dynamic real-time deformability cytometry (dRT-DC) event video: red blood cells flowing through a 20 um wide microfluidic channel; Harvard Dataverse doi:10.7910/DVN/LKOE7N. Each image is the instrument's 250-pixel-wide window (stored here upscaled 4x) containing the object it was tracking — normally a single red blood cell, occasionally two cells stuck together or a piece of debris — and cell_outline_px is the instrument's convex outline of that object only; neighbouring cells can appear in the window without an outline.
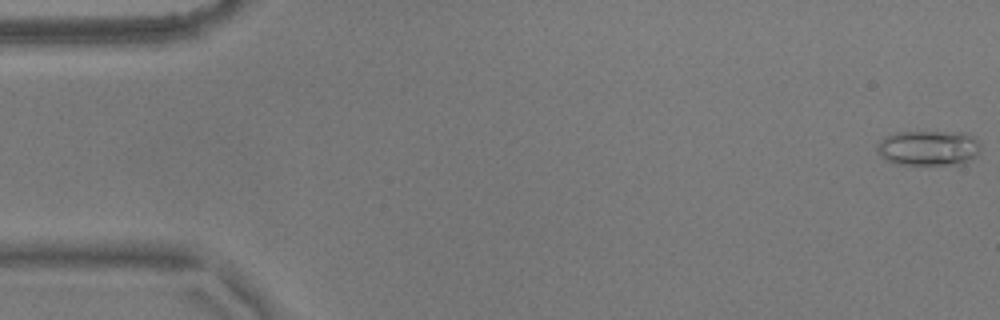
{"species": "common noctule bat (a hibernating species)", "species_latin": "Nyctalus noctula", "temperature_condition": "warm", "stored_images_in_passage": 56, "camera_frame_rate_fps": 3000, "um_per_image_px": 0.085, "animal": {"sex": "male", "body_mass_g": 17.9}, "frame": {"image": 1, "passage_image": 1, "time_ms": 0.0, "image_size_px": [1000, 320], "cell_outline_px": [[980, 152], [976, 156], [964, 164], [896, 164], [880, 156], [876, 152], [876, 148], [880, 140], [884, 136], [896, 132], [964, 132], [976, 136], [980, 144]], "centroid_in_image_um": [78.95, 12.57], "position_along_channel_um": 6.1, "area_um2": 21.56}}
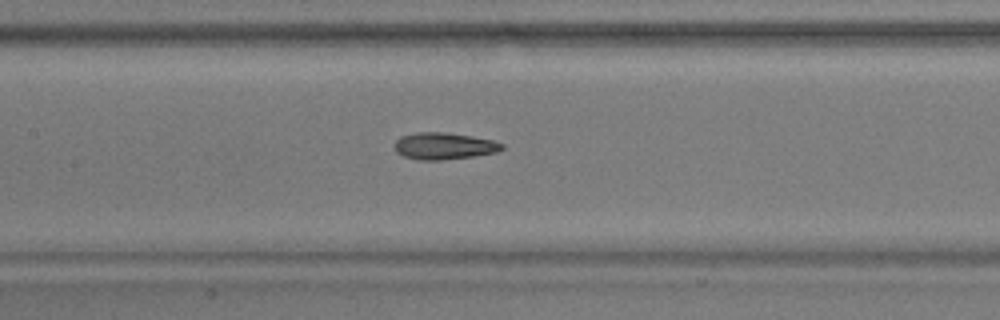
{"frame": {"image": 2, "passage_image": 26, "time_ms": 8.333, "image_size_px": [1000, 320], "cell_outline_px": [[504, 148], [496, 152], [472, 156], [440, 160], [420, 160], [404, 156], [396, 152], [392, 144], [400, 136], [416, 132], [444, 132], [472, 136], [492, 140], [504, 144]], "centroid_in_image_um": [37.69, 12.4], "position_along_channel_um": 169.7, "area_um2": 16.82}}
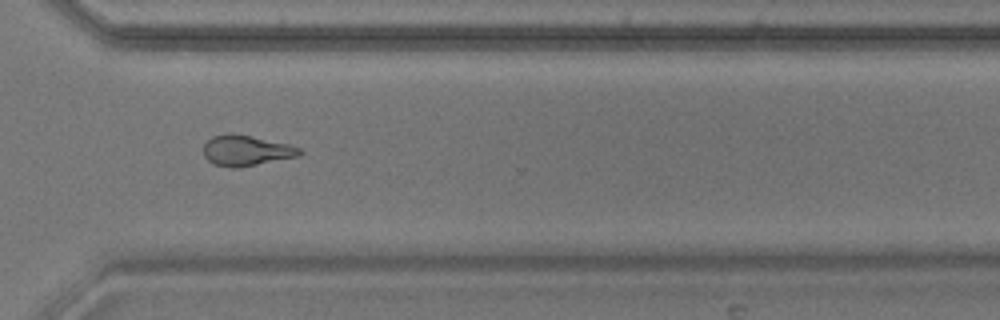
{"frame": {"image": 3, "passage_image": 41, "time_ms": 13.333, "image_size_px": [1000, 320], "cell_outline_px": [[304, 152], [300, 156], [240, 168], [232, 168], [212, 164], [204, 156], [204, 144], [212, 136], [232, 132], [252, 136], [288, 144], [300, 148]], "centroid_in_image_um": [20.93, 12.8], "position_along_channel_um": 349.7, "area_um2": 17.4}, "authors_computed_cell_mechanics": {"area_um2": 17.3689, "velocity_mm_per_s": 3.6037, "shape_relaxation_time_tau1_ms": 8.024, "shape_relaxation_time_tau2_ms": 4.1756, "deformation_change_tau1": 0.2007, "deformation_change_tau2": 0.133}}